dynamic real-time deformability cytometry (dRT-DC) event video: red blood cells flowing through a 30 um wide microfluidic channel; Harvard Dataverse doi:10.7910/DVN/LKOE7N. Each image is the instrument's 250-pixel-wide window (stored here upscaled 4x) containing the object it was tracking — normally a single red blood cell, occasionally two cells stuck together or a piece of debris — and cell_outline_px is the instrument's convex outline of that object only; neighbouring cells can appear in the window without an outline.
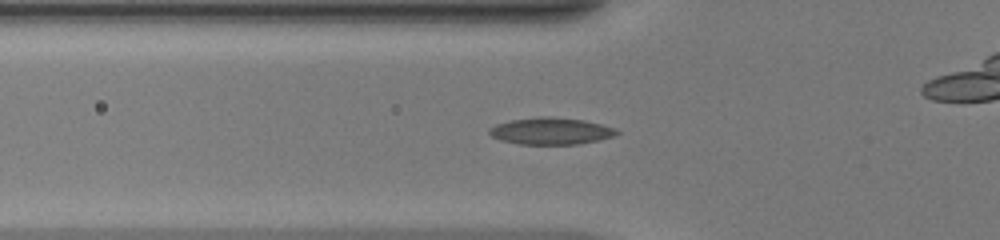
{"species": "common noctule bat (a hibernating species)", "species_latin": "Nyctalus noctula", "temperature_condition": "warm", "stored_images_in_passage": 47, "camera_frame_rate_fps": 3000, "um_per_image_px": 0.085, "animal": {"sex": "female", "body_mass_g": 20.0, "forearm_length_mm": 54.0}, "frame": {"image": 1, "passage_image": 14, "time_ms": 4.333, "image_size_px": [1000, 240], "cell_outline_px": [[620, 132], [612, 136], [596, 140], [576, 144], [520, 144], [500, 140], [492, 136], [488, 132], [488, 128], [496, 124], [512, 120], [540, 116], [548, 116], [584, 120], [616, 128]], "centroid_in_image_um": [46.79, 11.13], "position_along_channel_um": 79.0, "area_um2": 19.77}}
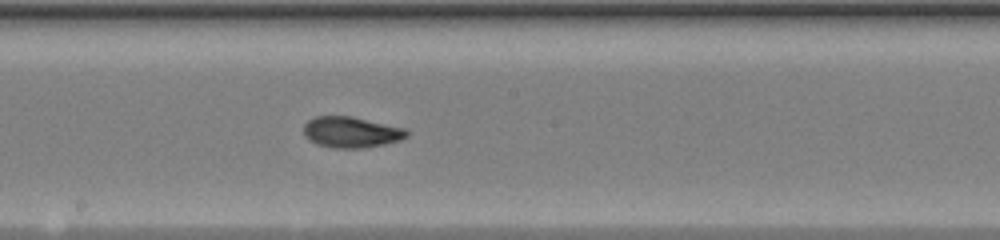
{"frame": {"image": 2, "passage_image": 24, "time_ms": 7.667, "image_size_px": [1000, 240], "cell_outline_px": [[408, 136], [400, 140], [384, 144], [364, 148], [332, 148], [316, 144], [308, 140], [304, 136], [304, 124], [308, 120], [316, 116], [352, 116], [408, 128]], "centroid_in_image_um": [29.86, 11.23], "position_along_channel_um": 218.3, "area_um2": 18.9}}
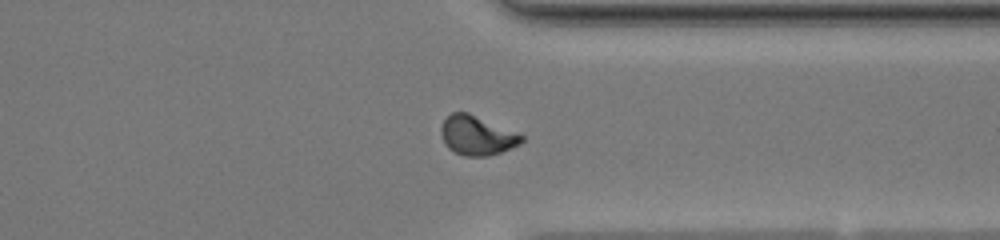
{"frame": {"image": 3, "passage_image": 35, "time_ms": 11.333, "image_size_px": [1000, 240], "cell_outline_px": [[524, 140], [520, 144], [500, 152], [488, 156], [464, 156], [448, 148], [444, 144], [440, 132], [440, 128], [444, 120], [452, 112], [468, 112], [520, 132], [524, 136]], "centroid_in_image_um": [40.56, 11.5], "position_along_channel_um": 370.8, "area_um2": 18.73}, "authors_computed_cell_mechanics": {"area_um2": 18.0336, "velocity_mm_per_s": 4.1745, "shape_relaxation_time_tau1_ms": 8.2192, "shape_relaxation_time_tau2_ms": 1.592, "deformation_change_tau1": 0.2504, "deformation_change_tau2": 0.0664}}